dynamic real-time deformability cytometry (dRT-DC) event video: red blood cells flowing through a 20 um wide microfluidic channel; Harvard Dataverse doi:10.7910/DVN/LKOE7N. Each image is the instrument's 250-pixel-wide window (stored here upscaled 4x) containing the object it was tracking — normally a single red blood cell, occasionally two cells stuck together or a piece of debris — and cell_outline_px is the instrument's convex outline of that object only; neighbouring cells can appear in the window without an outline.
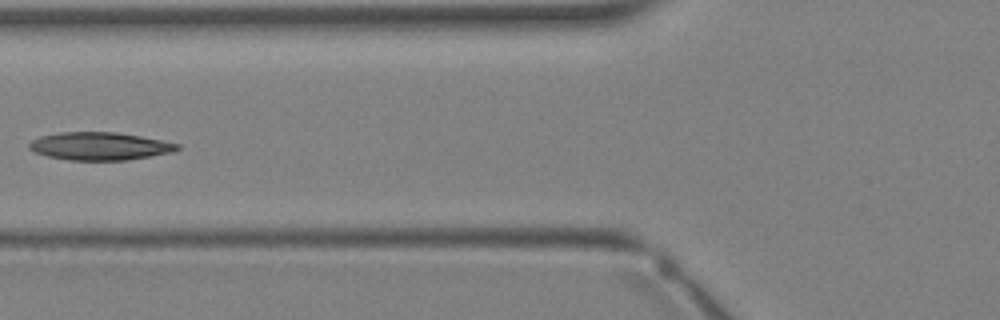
{"species": "Egyptian fruit bat (a non-hibernating species)", "species_latin": "Rousettus aegyptiacus", "temperature_condition": "warm", "stored_images_in_passage": 4, "camera_frame_rate_fps": 3000, "um_per_image_px": 0.085, "animal": {"sex": "female"}, "frame": {"image": 1, "passage_image": 4, "time_ms": 3.667, "image_size_px": [1000, 320], "cell_outline_px": [[180, 148], [172, 152], [128, 160], [72, 160], [48, 156], [36, 152], [28, 148], [28, 144], [32, 140], [40, 136], [60, 132], [116, 132], [140, 136], [180, 144]], "centroid_in_image_um": [8.47, 12.42], "position_along_channel_um": 117.3, "area_um2": 23.87}}